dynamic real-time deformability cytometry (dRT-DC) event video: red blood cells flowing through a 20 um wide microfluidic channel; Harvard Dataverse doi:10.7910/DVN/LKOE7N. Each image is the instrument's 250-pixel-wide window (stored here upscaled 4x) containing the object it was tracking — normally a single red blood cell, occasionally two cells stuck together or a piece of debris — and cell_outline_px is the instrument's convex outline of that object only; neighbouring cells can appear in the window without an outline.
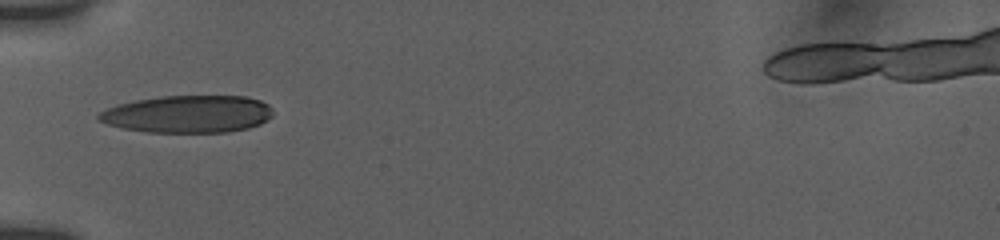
{"species": "human", "species_latin": "Homo sapiens", "temperature_condition": "room temperature", "stored_images_in_passage": 5, "camera_frame_rate_fps": 3000, "um_per_image_px": 0.085, "donor": {"sex": "female"}, "frame": {"image": 1, "passage_image": 1, "time_ms": 0.0, "image_size_px": [1000, 240], "cell_outline_px": [[272, 116], [268, 120], [260, 124], [248, 128], [228, 132], [148, 132], [120, 128], [108, 124], [100, 120], [96, 116], [100, 112], [116, 104], [136, 100], [160, 96], [244, 96], [260, 100], [268, 104], [272, 108]], "centroid_in_image_um": [15.98, 9.69], "position_along_channel_um": 69.0, "area_um2": 38.09}}
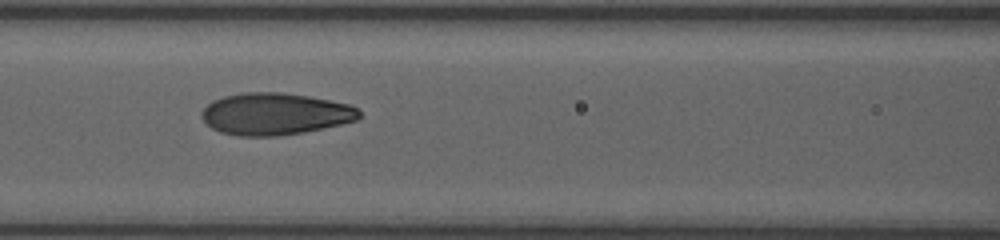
{"frame": {"image": 2, "passage_image": 3, "time_ms": 2.0, "image_size_px": [1000, 240], "cell_outline_px": [[360, 116], [356, 120], [340, 124], [304, 132], [276, 136], [236, 136], [220, 132], [212, 128], [200, 116], [200, 112], [212, 100], [224, 96], [244, 92], [280, 92], [308, 96], [348, 104], [360, 108]], "centroid_in_image_um": [23.35, 9.68], "position_along_channel_um": 143.2, "area_um2": 38.49}}
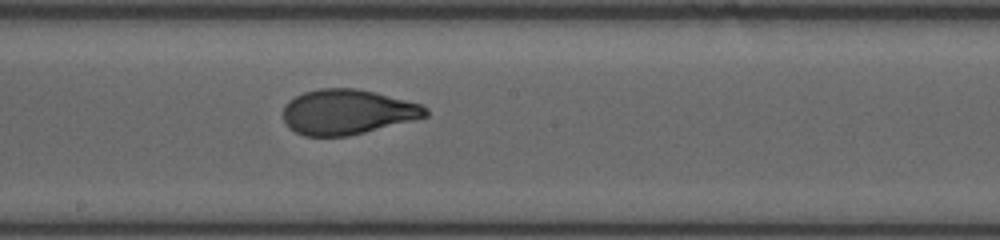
{"frame": {"image": 3, "passage_image": 5, "time_ms": 4.0, "image_size_px": [1000, 240], "cell_outline_px": [[428, 116], [348, 136], [304, 136], [288, 128], [284, 124], [284, 108], [288, 100], [304, 92], [320, 88], [356, 88], [376, 92], [424, 104], [428, 108]], "centroid_in_image_um": [29.53, 9.5], "position_along_channel_um": 218.7, "area_um2": 37.51}}